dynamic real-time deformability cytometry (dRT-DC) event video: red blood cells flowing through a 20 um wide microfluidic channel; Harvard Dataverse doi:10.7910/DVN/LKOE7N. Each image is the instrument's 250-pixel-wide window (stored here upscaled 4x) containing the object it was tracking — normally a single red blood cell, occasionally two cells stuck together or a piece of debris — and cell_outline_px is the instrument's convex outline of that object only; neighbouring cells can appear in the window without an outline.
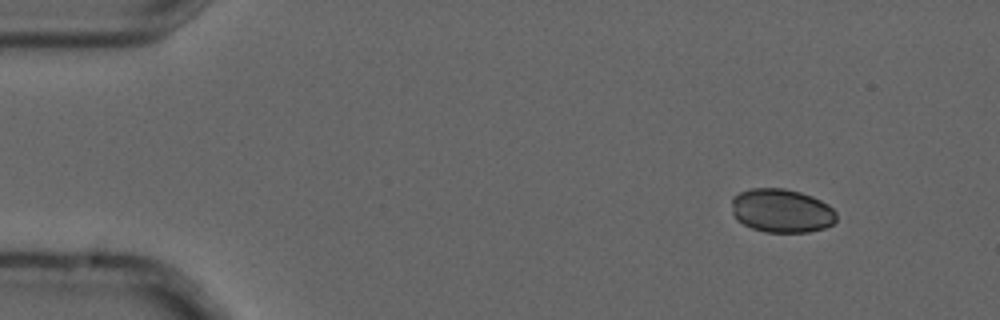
{"species": "common noctule bat (a hibernating species)", "species_latin": "Nyctalus noctula", "temperature_condition": "cold", "stored_images_in_passage": 6, "camera_frame_rate_fps": 3000, "um_per_image_px": 0.085, "animal": {"sex": "male", "forearm_length_mm": 52.5}, "frame": {"image": 1, "passage_image": 1, "time_ms": 0.0, "image_size_px": [1000, 320], "cell_outline_px": [[836, 220], [832, 224], [824, 228], [808, 232], [764, 232], [752, 228], [736, 220], [732, 212], [732, 196], [748, 188], [784, 188], [800, 192], [812, 196], [828, 204], [836, 212]], "centroid_in_image_um": [66.41, 17.9], "position_along_channel_um": 18.6, "area_um2": 26.88}}
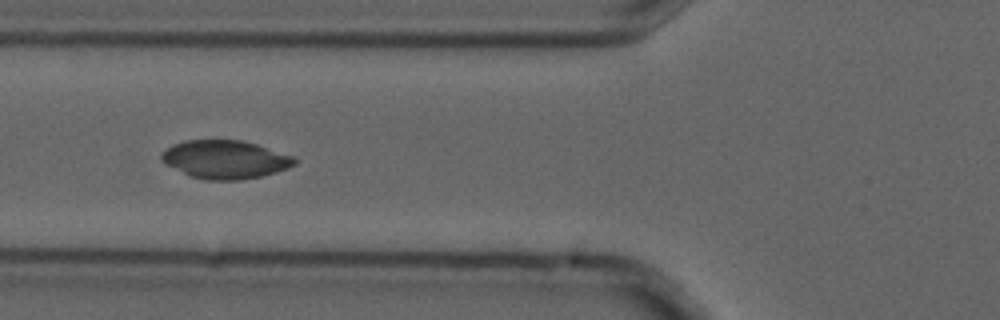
{"frame": {"image": 2, "passage_image": 5, "time_ms": 1.333, "image_size_px": [1000, 320], "cell_outline_px": [[296, 164], [288, 168], [276, 172], [260, 176], [240, 180], [208, 180], [192, 176], [164, 164], [160, 160], [160, 152], [172, 144], [184, 140], [240, 140], [256, 144], [292, 156], [296, 160]], "centroid_in_image_um": [19.09, 13.55], "position_along_channel_um": 106.7, "area_um2": 29.65}}
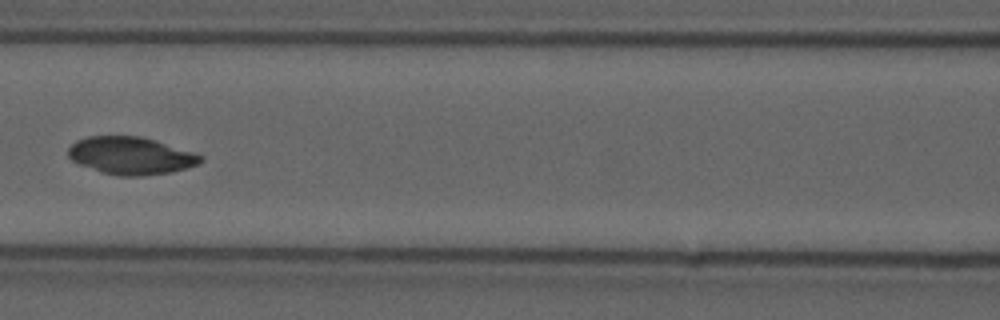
{"frame": {"image": 3, "passage_image": 6, "time_ms": 1.667, "image_size_px": [1000, 320], "cell_outline_px": [[204, 160], [200, 164], [172, 172], [140, 176], [120, 176], [100, 172], [80, 164], [72, 160], [68, 156], [68, 148], [76, 140], [88, 136], [140, 136], [196, 152], [204, 156]], "centroid_in_image_um": [11.16, 13.23], "position_along_channel_um": 155.4, "area_um2": 29.13}}